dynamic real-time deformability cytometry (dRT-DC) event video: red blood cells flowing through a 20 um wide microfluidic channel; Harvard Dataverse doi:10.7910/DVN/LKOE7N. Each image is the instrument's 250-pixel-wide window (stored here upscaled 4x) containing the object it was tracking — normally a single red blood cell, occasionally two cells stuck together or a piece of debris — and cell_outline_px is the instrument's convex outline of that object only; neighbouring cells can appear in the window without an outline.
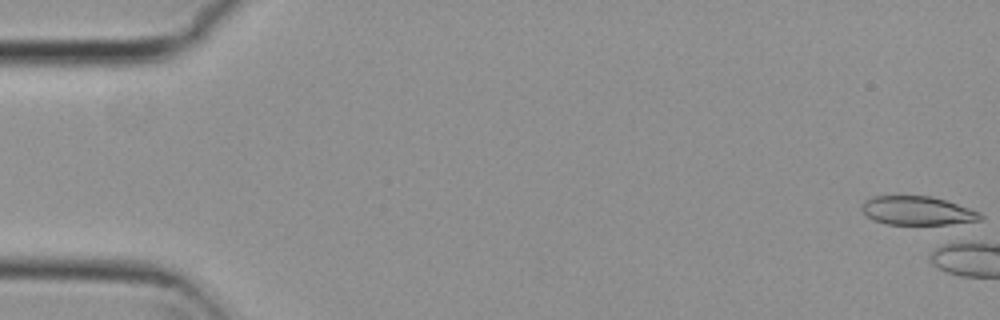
{"species": "common noctule bat (a hibernating species)", "species_latin": "Nyctalus noctula", "temperature_condition": "cold", "stored_images_in_passage": 1, "camera_frame_rate_fps": 3000, "um_per_image_px": 0.085, "animal": {"sex": "female", "body_mass_g": 29.2, "forearm_length_mm": 56.3}, "frame": {"image": 1, "passage_image": 1, "time_ms": 0.0, "image_size_px": [1000, 320], "cell_outline_px": [[984, 216], [980, 220], [972, 224], [940, 228], [888, 224], [872, 220], [864, 212], [864, 200], [872, 196], [932, 196], [980, 212]], "centroid_in_image_um": [78.13, 17.99], "position_along_channel_um": 6.9, "area_um2": 21.1}}